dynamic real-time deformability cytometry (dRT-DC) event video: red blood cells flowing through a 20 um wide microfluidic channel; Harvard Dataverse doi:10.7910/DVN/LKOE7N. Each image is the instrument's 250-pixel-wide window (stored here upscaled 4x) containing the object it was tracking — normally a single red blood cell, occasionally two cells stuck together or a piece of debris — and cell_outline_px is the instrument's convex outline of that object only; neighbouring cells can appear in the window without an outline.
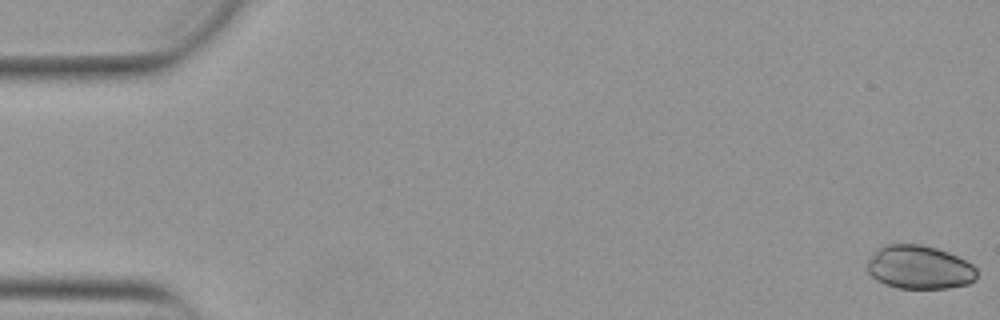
{"species": "Egyptian fruit bat (a non-hibernating species)", "species_latin": "Rousettus aegyptiacus", "temperature_condition": "warm", "stored_images_in_passage": 53, "camera_frame_rate_fps": 3000, "um_per_image_px": 0.085, "animal": {"sex": "female"}, "frame": {"image": 1, "passage_image": 1, "time_ms": 0.0, "image_size_px": [1000, 320], "cell_outline_px": [[976, 280], [968, 284], [948, 288], [900, 288], [884, 284], [876, 280], [868, 272], [868, 260], [880, 248], [888, 244], [920, 244], [936, 248], [948, 252], [972, 264], [976, 268]], "centroid_in_image_um": [78.16, 22.73], "position_along_channel_um": 6.8, "area_um2": 27.63}}
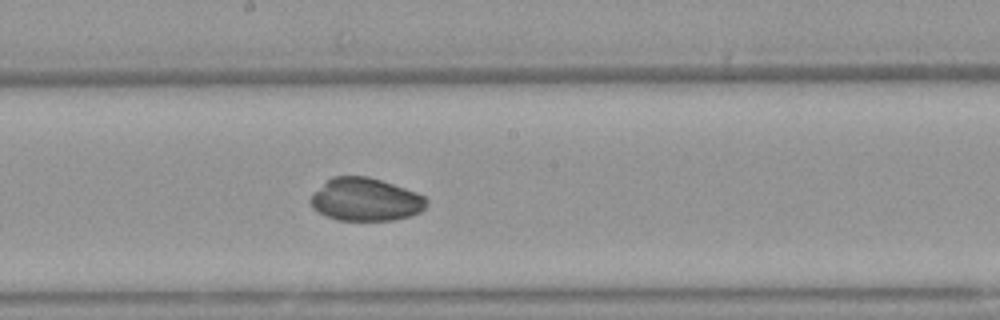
{"frame": {"image": 2, "passage_image": 29, "time_ms": 9.333, "image_size_px": [1000, 320], "cell_outline_px": [[428, 204], [420, 212], [412, 216], [392, 220], [336, 220], [324, 216], [312, 208], [308, 200], [312, 192], [332, 176], [368, 176], [416, 192], [424, 196], [428, 200]], "centroid_in_image_um": [31.03, 16.97], "position_along_channel_um": 217.2, "area_um2": 29.3}}
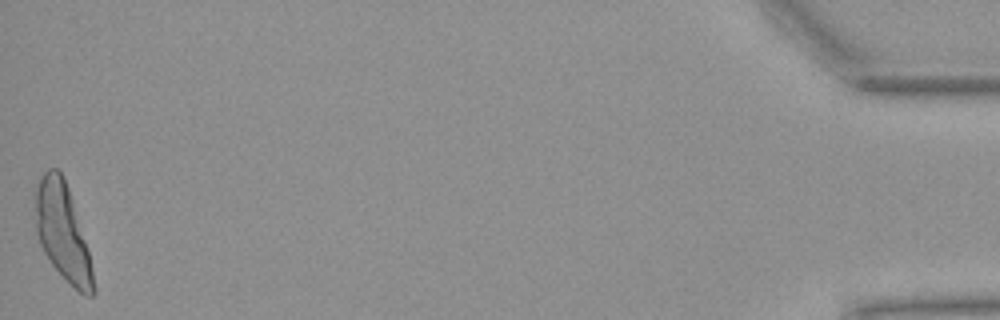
{"frame": {"image": 3, "passage_image": 53, "time_ms": 17.333, "image_size_px": [1000, 320], "cell_outline_px": [[96, 292], [92, 296], [88, 296], [80, 292], [52, 264], [44, 252], [40, 244], [36, 232], [36, 188], [40, 176], [48, 168], [56, 168], [60, 172], [68, 188], [88, 252], [92, 268], [96, 288]], "centroid_in_image_um": [5.31, 19.72], "position_along_channel_um": 429.9, "area_um2": 31.67}, "authors_computed_cell_mechanics": {"area_um2": 29.8248, "velocity_mm_per_s": 3.8856, "shape_relaxation_time_tau1_ms": 4.2798, "shape_relaxation_time_tau2_ms": null, "deformation_change_tau1": 0.1689, "deformation_change_tau2": null}}